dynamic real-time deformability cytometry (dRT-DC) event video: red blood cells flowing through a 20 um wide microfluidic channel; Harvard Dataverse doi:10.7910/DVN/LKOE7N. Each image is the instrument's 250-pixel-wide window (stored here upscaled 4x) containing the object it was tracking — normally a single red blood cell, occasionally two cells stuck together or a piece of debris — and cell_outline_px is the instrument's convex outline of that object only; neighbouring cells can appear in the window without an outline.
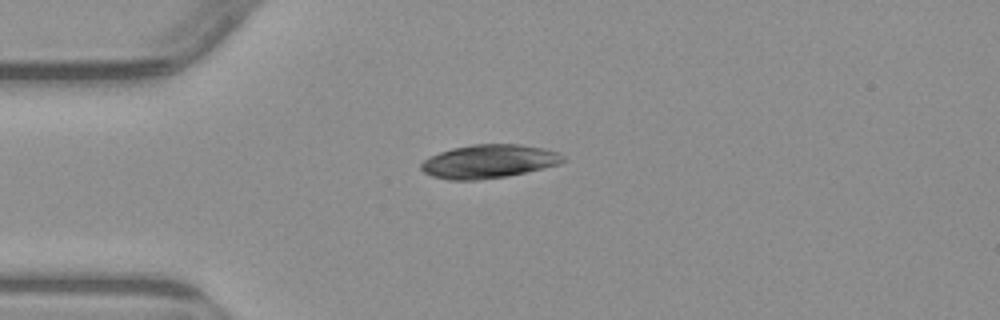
{"species": "common noctule bat (a hibernating species)", "species_latin": "Nyctalus noctula", "temperature_condition": "warm", "stored_images_in_passage": 4, "camera_frame_rate_fps": 3000, "um_per_image_px": 0.085, "animal": {"sex": "male", "body_mass_g": 23.1, "forearm_length_mm": 52.7}, "frame": {"image": 1, "passage_image": 1, "time_ms": 0.0, "image_size_px": [1000, 320], "cell_outline_px": [[564, 160], [560, 164], [508, 176], [476, 180], [448, 180], [432, 176], [424, 172], [420, 168], [420, 164], [424, 160], [440, 152], [452, 148], [472, 144], [520, 144], [544, 148], [560, 152], [564, 156]], "centroid_in_image_um": [41.56, 13.71], "position_along_channel_um": 43.4, "area_um2": 27.8}}